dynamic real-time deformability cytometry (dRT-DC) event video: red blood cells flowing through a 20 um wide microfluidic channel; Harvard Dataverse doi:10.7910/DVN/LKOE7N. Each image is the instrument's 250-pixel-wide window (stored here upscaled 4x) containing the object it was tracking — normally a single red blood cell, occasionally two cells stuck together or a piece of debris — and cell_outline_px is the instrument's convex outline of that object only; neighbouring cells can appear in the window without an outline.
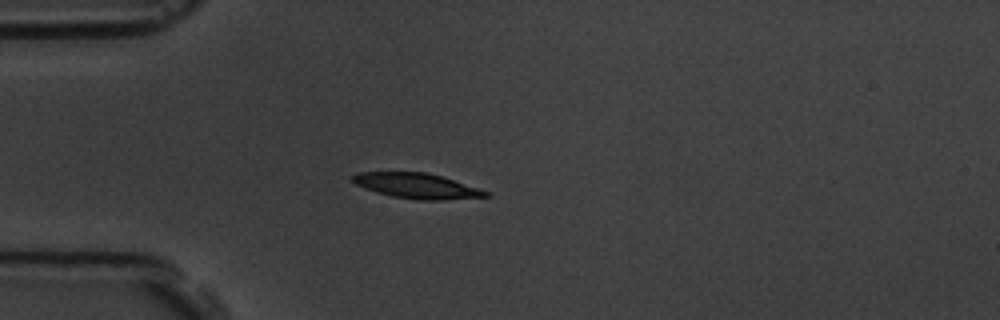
{"species": "common noctule bat (a hibernating species)", "species_latin": "Nyctalus noctula", "temperature_condition": "room temperature", "stored_images_in_passage": 4, "camera_frame_rate_fps": 3000, "um_per_image_px": 0.085, "animal": {"sex": "male", "body_mass_g": 19.5, "forearm_length_mm": 54.6}, "frame": {"image": 1, "passage_image": 3, "time_ms": 3.0, "image_size_px": [1000, 320], "cell_outline_px": [[492, 196], [440, 200], [416, 200], [392, 196], [376, 192], [356, 184], [352, 180], [352, 176], [360, 172], [428, 172], [480, 188], [492, 192]], "centroid_in_image_um": [35.5, 15.8], "position_along_channel_um": 49.5, "area_um2": 19.59}}